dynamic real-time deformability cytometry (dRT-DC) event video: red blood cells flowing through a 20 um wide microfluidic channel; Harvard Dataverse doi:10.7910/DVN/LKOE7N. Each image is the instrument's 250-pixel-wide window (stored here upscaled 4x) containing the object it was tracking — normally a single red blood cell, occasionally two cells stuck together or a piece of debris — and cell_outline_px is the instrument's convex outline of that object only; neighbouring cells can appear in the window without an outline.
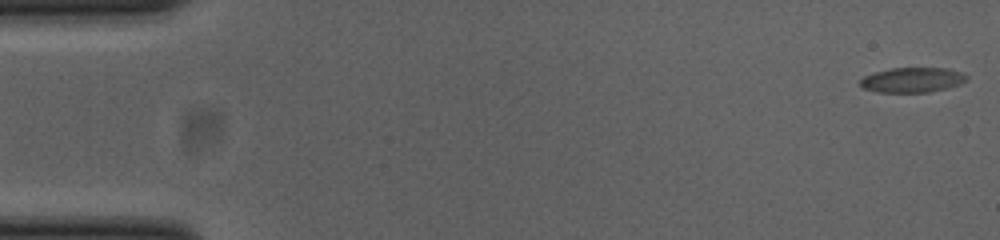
{"species": "common noctule bat (a hibernating species)", "species_latin": "Nyctalus noctula", "temperature_condition": "cold", "stored_images_in_passage": 54, "camera_frame_rate_fps": 3000, "um_per_image_px": 0.085, "animal": {"sex": "female", "body_mass_g": 23.0, "forearm_length_mm": 53.4}, "frame": {"image": 1, "passage_image": 1, "time_ms": 0.0, "image_size_px": [1000, 240], "cell_outline_px": [[968, 80], [960, 84], [928, 92], [876, 92], [864, 88], [860, 84], [860, 80], [864, 76], [876, 72], [892, 68], [948, 68], [964, 72], [968, 76]], "centroid_in_image_um": [77.59, 6.78], "position_along_channel_um": 7.4, "area_um2": 15.43}}
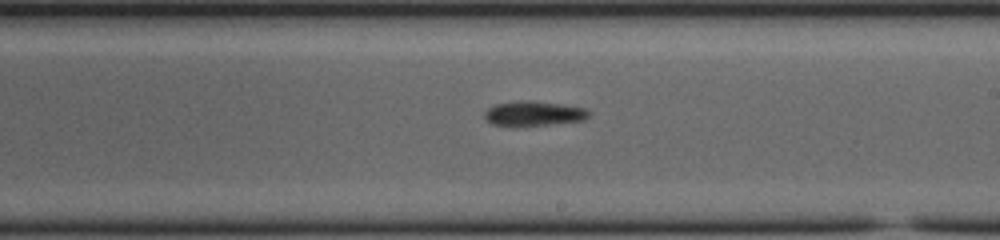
{"frame": {"image": 2, "passage_image": 31, "time_ms": 10.0, "image_size_px": [1000, 240], "cell_outline_px": [[592, 112], [584, 120], [516, 128], [512, 128], [492, 124], [484, 116], [484, 112], [488, 108], [496, 104], [520, 100], [532, 100], [588, 108]], "centroid_in_image_um": [45.35, 9.67], "position_along_channel_um": 243.6, "area_um2": 15.55}}
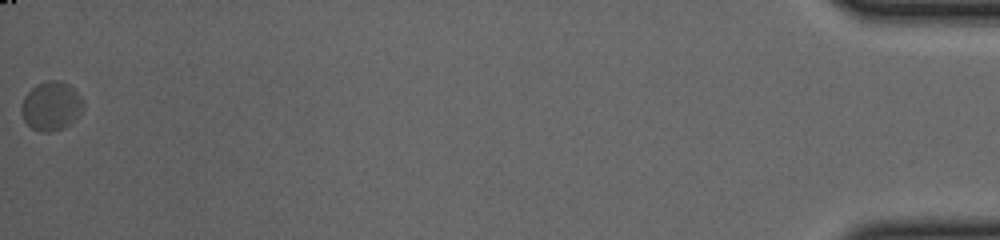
{"frame": {"image": 3, "passage_image": 54, "time_ms": 17.667, "image_size_px": [1000, 240], "cell_outline_px": [[84, 108], [68, 124], [60, 128], [48, 132], [40, 132], [32, 128], [24, 120], [20, 108], [24, 96], [36, 84], [48, 80], [56, 80], [68, 84], [84, 100]], "centroid_in_image_um": [4.33, 8.99], "position_along_channel_um": 430.9, "area_um2": 17.34}, "authors_computed_cell_mechanics": {"area_um2": 15.5193, "velocity_mm_per_s": 3.7894, "shape_relaxation_time_tau1_ms": 9.4828, "shape_relaxation_time_tau2_ms": 2.2587, "deformation_change_tau1": 0.2004, "deformation_change_tau2": 0.078}}